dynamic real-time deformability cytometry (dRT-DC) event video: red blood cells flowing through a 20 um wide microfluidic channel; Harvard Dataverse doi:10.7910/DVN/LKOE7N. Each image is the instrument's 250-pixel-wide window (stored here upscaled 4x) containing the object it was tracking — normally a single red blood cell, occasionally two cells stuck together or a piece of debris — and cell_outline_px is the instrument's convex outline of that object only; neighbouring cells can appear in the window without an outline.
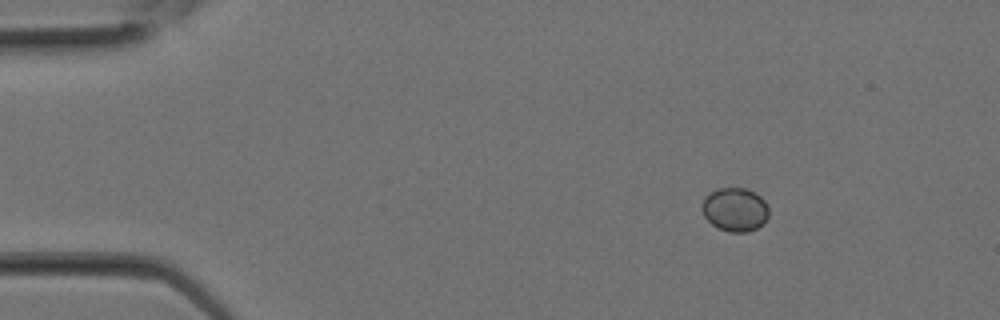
{"species": "Egyptian fruit bat (a non-hibernating species)", "species_latin": "Rousettus aegyptiacus", "temperature_condition": "room temperature", "stored_images_in_passage": 16, "camera_frame_rate_fps": 3000, "um_per_image_px": 0.085, "animal": {"sex": "female"}, "frame": {"image": 1, "passage_image": 1, "time_ms": 0.0, "image_size_px": [1000, 320], "cell_outline_px": [[768, 216], [764, 224], [748, 232], [728, 232], [712, 224], [704, 216], [700, 208], [704, 196], [716, 188], [748, 188], [756, 192], [764, 200], [768, 208]], "centroid_in_image_um": [62.46, 17.79], "position_along_channel_um": 22.5, "area_um2": 17.28}}
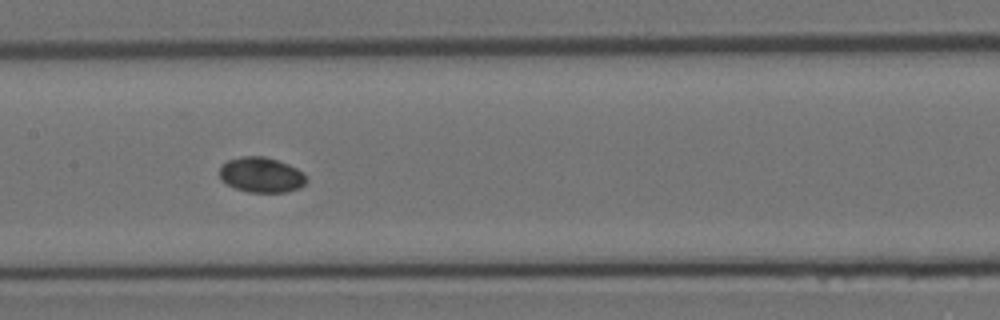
{"frame": {"image": 2, "passage_image": 10, "time_ms": 3.0, "image_size_px": [1000, 320], "cell_outline_px": [[308, 180], [300, 188], [284, 192], [248, 192], [236, 188], [220, 180], [220, 164], [228, 160], [240, 156], [264, 156], [288, 164], [296, 168]], "centroid_in_image_um": [22.17, 14.86], "position_along_channel_um": 185.2, "area_um2": 17.74}}
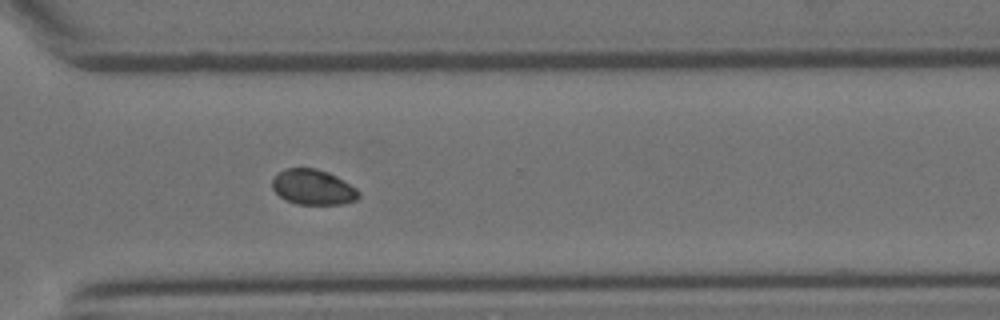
{"frame": {"image": 3, "passage_image": 16, "time_ms": 5.0, "image_size_px": [1000, 320], "cell_outline_px": [[360, 196], [356, 200], [344, 204], [296, 204], [280, 196], [272, 188], [272, 180], [284, 168], [316, 168], [328, 172], [336, 176], [356, 188], [360, 192]], "centroid_in_image_um": [26.63, 15.91], "position_along_channel_um": 344.0, "area_um2": 17.69}}